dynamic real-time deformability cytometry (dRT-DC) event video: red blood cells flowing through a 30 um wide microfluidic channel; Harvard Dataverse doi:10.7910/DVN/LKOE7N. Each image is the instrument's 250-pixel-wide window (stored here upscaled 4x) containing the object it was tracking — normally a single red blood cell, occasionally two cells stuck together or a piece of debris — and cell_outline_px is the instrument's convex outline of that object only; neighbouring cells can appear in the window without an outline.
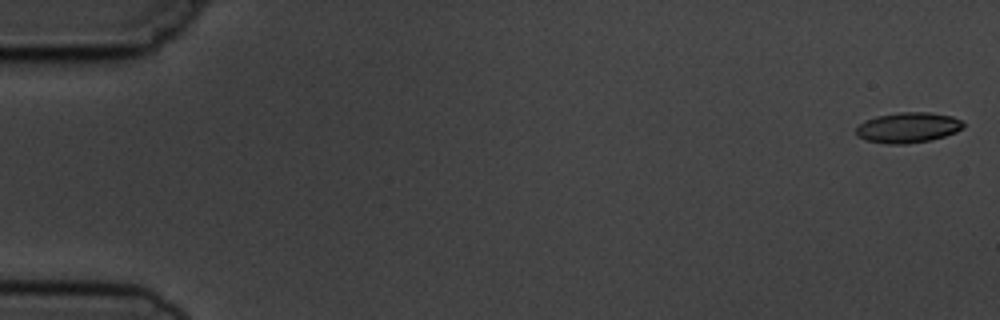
{"species": "common noctule bat (a hibernating species)", "species_latin": "Nyctalus noctula", "temperature_condition": "cold", "stored_images_in_passage": 5, "camera_frame_rate_fps": 3000, "um_per_image_px": 0.085, "animal": {"sex": "male", "body_mass_g": 19.5, "forearm_length_mm": 54.6}, "frame": {"image": 1, "passage_image": 1, "time_ms": 0.0, "image_size_px": [1000, 320], "cell_outline_px": [[964, 128], [956, 132], [944, 136], [928, 140], [904, 144], [888, 144], [868, 140], [856, 136], [856, 128], [864, 120], [876, 116], [900, 112], [928, 112], [952, 116], [960, 120], [964, 124]], "centroid_in_image_um": [77.17, 10.83], "position_along_channel_um": 7.8, "area_um2": 18.9}}
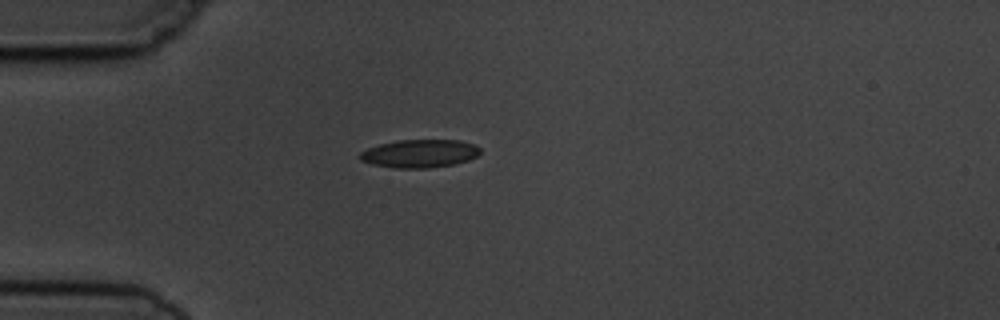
{"frame": {"image": 2, "passage_image": 5, "time_ms": 4.667, "image_size_px": [1000, 320], "cell_outline_px": [[480, 152], [476, 156], [468, 160], [452, 164], [428, 168], [396, 168], [372, 164], [360, 160], [360, 152], [368, 148], [380, 144], [400, 140], [460, 140], [476, 144], [480, 148]], "centroid_in_image_um": [35.68, 13.04], "position_along_channel_um": 49.3, "area_um2": 19.59}}